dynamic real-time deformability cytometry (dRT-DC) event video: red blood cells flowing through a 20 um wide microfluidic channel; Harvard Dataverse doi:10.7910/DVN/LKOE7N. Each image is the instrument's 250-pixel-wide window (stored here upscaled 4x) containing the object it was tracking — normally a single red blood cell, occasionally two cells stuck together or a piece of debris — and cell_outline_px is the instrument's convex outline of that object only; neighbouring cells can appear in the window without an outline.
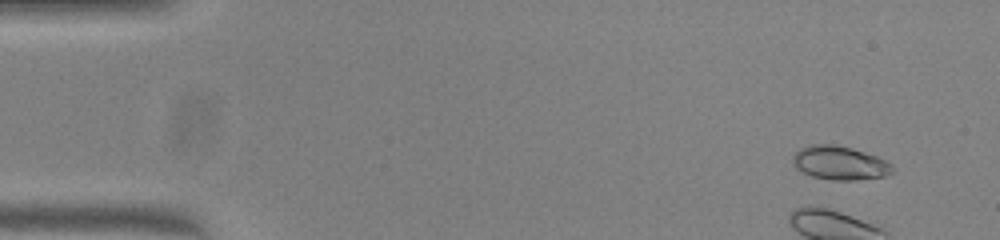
{"species": "common noctule bat (a hibernating species)", "species_latin": "Nyctalus noctula", "temperature_condition": "warm", "stored_images_in_passage": 51, "camera_frame_rate_fps": 3000, "um_per_image_px": 0.085, "animal": {"sex": "female", "body_mass_g": 23.0, "forearm_length_mm": 53.4}, "frame": {"image": 1, "passage_image": 4, "time_ms": 1.0, "image_size_px": [1000, 240], "cell_outline_px": [[896, 168], [892, 172], [884, 176], [856, 180], [832, 180], [812, 176], [796, 168], [792, 164], [792, 156], [800, 148], [812, 144], [836, 144], [852, 148], [876, 156], [892, 164]], "centroid_in_image_um": [71.37, 13.84], "position_along_channel_um": 13.6, "area_um2": 19.65}}